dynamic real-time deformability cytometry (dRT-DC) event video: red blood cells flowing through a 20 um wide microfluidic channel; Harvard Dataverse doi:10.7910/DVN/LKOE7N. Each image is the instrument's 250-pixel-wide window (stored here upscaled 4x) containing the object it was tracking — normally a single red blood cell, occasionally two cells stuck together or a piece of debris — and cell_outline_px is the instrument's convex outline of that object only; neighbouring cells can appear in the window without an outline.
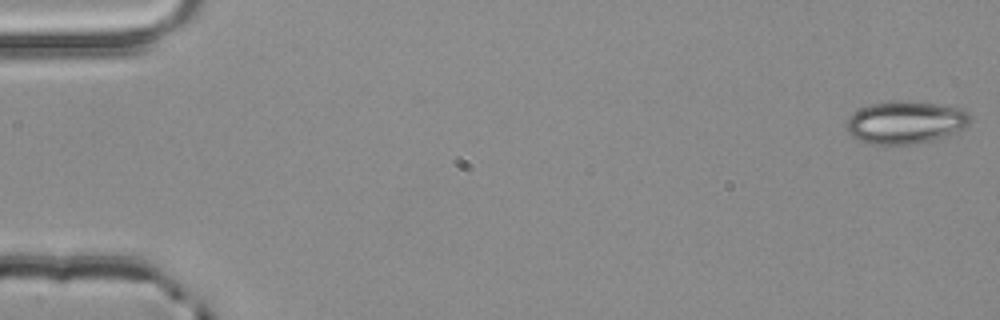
{"species": "common noctule bat (a hibernating species)", "species_latin": "Nyctalus noctula", "temperature_condition": "room temperature", "stored_images_in_passage": 4, "camera_frame_rate_fps": 3000, "um_per_image_px": 0.085, "animal": {"sex": "male", "body_mass_g": 20.4}, "frame": {"image": 1, "passage_image": 1, "time_ms": 0.0, "image_size_px": [1000, 320], "cell_outline_px": [[968, 124], [964, 128], [952, 136], [936, 140], [908, 144], [868, 144], [852, 136], [848, 132], [848, 120], [852, 112], [860, 108], [872, 104], [896, 100], [900, 100], [936, 104], [964, 108], [968, 112]], "centroid_in_image_um": [77.0, 10.41], "position_along_channel_um": 8.0, "area_um2": 30.81}}